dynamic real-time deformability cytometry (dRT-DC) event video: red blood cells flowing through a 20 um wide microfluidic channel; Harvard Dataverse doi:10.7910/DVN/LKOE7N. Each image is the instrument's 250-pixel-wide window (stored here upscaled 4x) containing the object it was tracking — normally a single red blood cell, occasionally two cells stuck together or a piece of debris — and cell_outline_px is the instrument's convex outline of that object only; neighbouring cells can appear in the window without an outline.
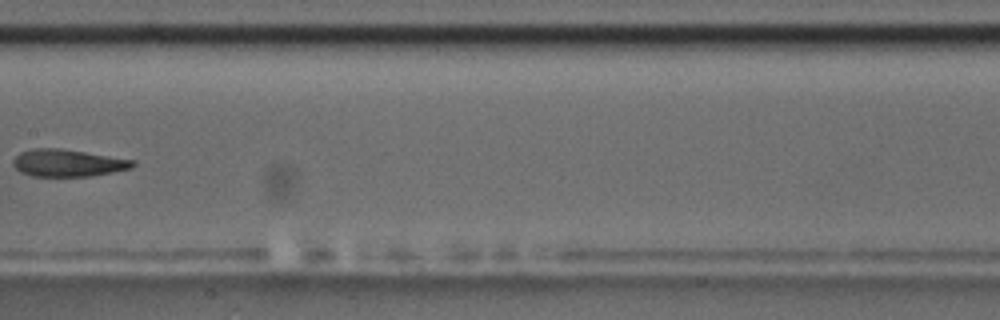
{"species": "common noctule bat (a hibernating species)", "species_latin": "Nyctalus noctula", "temperature_condition": "room temperature", "stored_images_in_passage": 6, "camera_frame_rate_fps": 3000, "um_per_image_px": 0.085, "animal": {"sex": "male", "body_mass_g": 17.5, "forearm_length_mm": 52.3}, "frame": {"image": 1, "passage_image": 4, "time_ms": 4.0, "image_size_px": [1000, 320], "cell_outline_px": [[136, 164], [132, 168], [92, 176], [32, 176], [20, 172], [12, 164], [12, 160], [20, 152], [36, 148], [60, 148], [136, 160]], "centroid_in_image_um": [5.77, 13.85], "position_along_channel_um": 201.6, "area_um2": 19.02}}